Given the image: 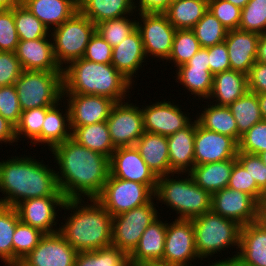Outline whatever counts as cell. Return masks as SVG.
Returning <instances> with one entry per match:
<instances>
[{"instance_id": "cell-1", "label": "cell", "mask_w": 266, "mask_h": 266, "mask_svg": "<svg viewBox=\"0 0 266 266\" xmlns=\"http://www.w3.org/2000/svg\"><path fill=\"white\" fill-rule=\"evenodd\" d=\"M50 153L56 163L59 190L66 200L97 198L101 194L110 175V158L72 138L56 145Z\"/></svg>"}, {"instance_id": "cell-2", "label": "cell", "mask_w": 266, "mask_h": 266, "mask_svg": "<svg viewBox=\"0 0 266 266\" xmlns=\"http://www.w3.org/2000/svg\"><path fill=\"white\" fill-rule=\"evenodd\" d=\"M17 155L0 160V192L4 196H0V204L16 207L30 198L64 196L57 184L55 165H49V161L46 165L36 154Z\"/></svg>"}, {"instance_id": "cell-3", "label": "cell", "mask_w": 266, "mask_h": 266, "mask_svg": "<svg viewBox=\"0 0 266 266\" xmlns=\"http://www.w3.org/2000/svg\"><path fill=\"white\" fill-rule=\"evenodd\" d=\"M62 209L59 232L77 252L112 245L113 216L96 198L68 199Z\"/></svg>"}, {"instance_id": "cell-4", "label": "cell", "mask_w": 266, "mask_h": 266, "mask_svg": "<svg viewBox=\"0 0 266 266\" xmlns=\"http://www.w3.org/2000/svg\"><path fill=\"white\" fill-rule=\"evenodd\" d=\"M134 86L112 64L81 58L63 68V94L98 95L119 103L134 95L131 94Z\"/></svg>"}, {"instance_id": "cell-5", "label": "cell", "mask_w": 266, "mask_h": 266, "mask_svg": "<svg viewBox=\"0 0 266 266\" xmlns=\"http://www.w3.org/2000/svg\"><path fill=\"white\" fill-rule=\"evenodd\" d=\"M154 198L157 205L161 203L159 211L167 207L176 212L173 214L177 219H193L211 211L212 194L199 187L189 173L172 172L158 177Z\"/></svg>"}, {"instance_id": "cell-6", "label": "cell", "mask_w": 266, "mask_h": 266, "mask_svg": "<svg viewBox=\"0 0 266 266\" xmlns=\"http://www.w3.org/2000/svg\"><path fill=\"white\" fill-rule=\"evenodd\" d=\"M192 223L195 233V249L201 261H211L212 257L216 260L217 256L220 257V253L221 257L224 256L223 251H227L223 252L226 253L225 255H228V252L230 254L231 249L234 252L230 258L237 256L242 228L238 222L209 211L193 218Z\"/></svg>"}, {"instance_id": "cell-7", "label": "cell", "mask_w": 266, "mask_h": 266, "mask_svg": "<svg viewBox=\"0 0 266 266\" xmlns=\"http://www.w3.org/2000/svg\"><path fill=\"white\" fill-rule=\"evenodd\" d=\"M14 85L22 111L52 107L63 100V71L23 70Z\"/></svg>"}, {"instance_id": "cell-8", "label": "cell", "mask_w": 266, "mask_h": 266, "mask_svg": "<svg viewBox=\"0 0 266 266\" xmlns=\"http://www.w3.org/2000/svg\"><path fill=\"white\" fill-rule=\"evenodd\" d=\"M96 31V25L79 11L50 31L54 56L63 69L84 56L86 46Z\"/></svg>"}, {"instance_id": "cell-9", "label": "cell", "mask_w": 266, "mask_h": 266, "mask_svg": "<svg viewBox=\"0 0 266 266\" xmlns=\"http://www.w3.org/2000/svg\"><path fill=\"white\" fill-rule=\"evenodd\" d=\"M154 201L155 198L141 207L113 217L112 246L124 251L128 256L134 251L145 229L160 216Z\"/></svg>"}, {"instance_id": "cell-10", "label": "cell", "mask_w": 266, "mask_h": 266, "mask_svg": "<svg viewBox=\"0 0 266 266\" xmlns=\"http://www.w3.org/2000/svg\"><path fill=\"white\" fill-rule=\"evenodd\" d=\"M137 29L141 33L144 52L149 60L163 62L169 58L176 29L165 14L138 13ZM157 58V59H156Z\"/></svg>"}, {"instance_id": "cell-11", "label": "cell", "mask_w": 266, "mask_h": 266, "mask_svg": "<svg viewBox=\"0 0 266 266\" xmlns=\"http://www.w3.org/2000/svg\"><path fill=\"white\" fill-rule=\"evenodd\" d=\"M154 198V192L145 184L118 179L111 174L101 194L96 198L114 217L141 207Z\"/></svg>"}, {"instance_id": "cell-12", "label": "cell", "mask_w": 266, "mask_h": 266, "mask_svg": "<svg viewBox=\"0 0 266 266\" xmlns=\"http://www.w3.org/2000/svg\"><path fill=\"white\" fill-rule=\"evenodd\" d=\"M167 99L168 101H166ZM169 100V98L166 97L165 99L163 97L161 101L158 98L154 102H149V104L143 103L144 105H140L146 132L168 137L184 129L195 119L193 117L195 115L191 116L188 110L185 109L187 107L176 103L177 99Z\"/></svg>"}, {"instance_id": "cell-13", "label": "cell", "mask_w": 266, "mask_h": 266, "mask_svg": "<svg viewBox=\"0 0 266 266\" xmlns=\"http://www.w3.org/2000/svg\"><path fill=\"white\" fill-rule=\"evenodd\" d=\"M199 260L201 259L195 249L192 219L174 218L172 222L169 221L162 261L181 266H204L203 262H198Z\"/></svg>"}, {"instance_id": "cell-14", "label": "cell", "mask_w": 266, "mask_h": 266, "mask_svg": "<svg viewBox=\"0 0 266 266\" xmlns=\"http://www.w3.org/2000/svg\"><path fill=\"white\" fill-rule=\"evenodd\" d=\"M106 123L116 148L134 146L145 132L140 105L130 98L113 106Z\"/></svg>"}, {"instance_id": "cell-15", "label": "cell", "mask_w": 266, "mask_h": 266, "mask_svg": "<svg viewBox=\"0 0 266 266\" xmlns=\"http://www.w3.org/2000/svg\"><path fill=\"white\" fill-rule=\"evenodd\" d=\"M65 201L64 196L30 198L20 202L15 208L22 223L37 228L44 234H51L59 231V212Z\"/></svg>"}, {"instance_id": "cell-16", "label": "cell", "mask_w": 266, "mask_h": 266, "mask_svg": "<svg viewBox=\"0 0 266 266\" xmlns=\"http://www.w3.org/2000/svg\"><path fill=\"white\" fill-rule=\"evenodd\" d=\"M238 151L239 143L234 138L207 130L196 121L195 166L236 159Z\"/></svg>"}, {"instance_id": "cell-17", "label": "cell", "mask_w": 266, "mask_h": 266, "mask_svg": "<svg viewBox=\"0 0 266 266\" xmlns=\"http://www.w3.org/2000/svg\"><path fill=\"white\" fill-rule=\"evenodd\" d=\"M259 206L252 196L228 187L212 194L211 211L241 226L255 222Z\"/></svg>"}, {"instance_id": "cell-18", "label": "cell", "mask_w": 266, "mask_h": 266, "mask_svg": "<svg viewBox=\"0 0 266 266\" xmlns=\"http://www.w3.org/2000/svg\"><path fill=\"white\" fill-rule=\"evenodd\" d=\"M110 174L118 179L145 184L155 192L158 177L147 166L135 146L115 149L110 158Z\"/></svg>"}, {"instance_id": "cell-19", "label": "cell", "mask_w": 266, "mask_h": 266, "mask_svg": "<svg viewBox=\"0 0 266 266\" xmlns=\"http://www.w3.org/2000/svg\"><path fill=\"white\" fill-rule=\"evenodd\" d=\"M70 112L71 130L106 121L116 102L108 97L85 94H63Z\"/></svg>"}, {"instance_id": "cell-20", "label": "cell", "mask_w": 266, "mask_h": 266, "mask_svg": "<svg viewBox=\"0 0 266 266\" xmlns=\"http://www.w3.org/2000/svg\"><path fill=\"white\" fill-rule=\"evenodd\" d=\"M77 253L58 231L44 234L22 261L27 266H74Z\"/></svg>"}, {"instance_id": "cell-21", "label": "cell", "mask_w": 266, "mask_h": 266, "mask_svg": "<svg viewBox=\"0 0 266 266\" xmlns=\"http://www.w3.org/2000/svg\"><path fill=\"white\" fill-rule=\"evenodd\" d=\"M147 62L149 61L145 55L141 33L138 29L112 49L111 64L133 84L135 83V86L137 85L136 79L140 78L138 72L140 70L139 73L143 74L144 66L149 65Z\"/></svg>"}, {"instance_id": "cell-22", "label": "cell", "mask_w": 266, "mask_h": 266, "mask_svg": "<svg viewBox=\"0 0 266 266\" xmlns=\"http://www.w3.org/2000/svg\"><path fill=\"white\" fill-rule=\"evenodd\" d=\"M15 54L23 70L63 71L55 59L51 37L19 40Z\"/></svg>"}, {"instance_id": "cell-23", "label": "cell", "mask_w": 266, "mask_h": 266, "mask_svg": "<svg viewBox=\"0 0 266 266\" xmlns=\"http://www.w3.org/2000/svg\"><path fill=\"white\" fill-rule=\"evenodd\" d=\"M70 138H72L70 112L63 99L46 112L41 134L29 146L36 147L39 145L42 146L41 149L47 146L45 148L51 151L56 145Z\"/></svg>"}, {"instance_id": "cell-24", "label": "cell", "mask_w": 266, "mask_h": 266, "mask_svg": "<svg viewBox=\"0 0 266 266\" xmlns=\"http://www.w3.org/2000/svg\"><path fill=\"white\" fill-rule=\"evenodd\" d=\"M259 33L241 29L229 30L225 39L231 70L248 74L256 62Z\"/></svg>"}, {"instance_id": "cell-25", "label": "cell", "mask_w": 266, "mask_h": 266, "mask_svg": "<svg viewBox=\"0 0 266 266\" xmlns=\"http://www.w3.org/2000/svg\"><path fill=\"white\" fill-rule=\"evenodd\" d=\"M159 216L142 234L134 251L129 255V265L136 266L148 261H162L168 219Z\"/></svg>"}, {"instance_id": "cell-26", "label": "cell", "mask_w": 266, "mask_h": 266, "mask_svg": "<svg viewBox=\"0 0 266 266\" xmlns=\"http://www.w3.org/2000/svg\"><path fill=\"white\" fill-rule=\"evenodd\" d=\"M195 134L196 119L184 129L167 137L171 172L189 173L195 166Z\"/></svg>"}, {"instance_id": "cell-27", "label": "cell", "mask_w": 266, "mask_h": 266, "mask_svg": "<svg viewBox=\"0 0 266 266\" xmlns=\"http://www.w3.org/2000/svg\"><path fill=\"white\" fill-rule=\"evenodd\" d=\"M23 5L49 31L60 26L78 11V0H23Z\"/></svg>"}, {"instance_id": "cell-28", "label": "cell", "mask_w": 266, "mask_h": 266, "mask_svg": "<svg viewBox=\"0 0 266 266\" xmlns=\"http://www.w3.org/2000/svg\"><path fill=\"white\" fill-rule=\"evenodd\" d=\"M134 146L157 177L172 173L166 136L145 131Z\"/></svg>"}, {"instance_id": "cell-29", "label": "cell", "mask_w": 266, "mask_h": 266, "mask_svg": "<svg viewBox=\"0 0 266 266\" xmlns=\"http://www.w3.org/2000/svg\"><path fill=\"white\" fill-rule=\"evenodd\" d=\"M247 91V75L230 69L213 75V87L207 100L212 104L228 107Z\"/></svg>"}, {"instance_id": "cell-30", "label": "cell", "mask_w": 266, "mask_h": 266, "mask_svg": "<svg viewBox=\"0 0 266 266\" xmlns=\"http://www.w3.org/2000/svg\"><path fill=\"white\" fill-rule=\"evenodd\" d=\"M236 257L247 266H266V233L255 222L242 226Z\"/></svg>"}, {"instance_id": "cell-31", "label": "cell", "mask_w": 266, "mask_h": 266, "mask_svg": "<svg viewBox=\"0 0 266 266\" xmlns=\"http://www.w3.org/2000/svg\"><path fill=\"white\" fill-rule=\"evenodd\" d=\"M174 70L173 78H176L174 80L178 83L177 86L182 85L184 88L182 90L187 91L185 94L189 93V97L193 95L192 98L190 97L191 100L193 99V107L197 100L199 103L201 100L203 102L208 99L213 87V74L210 72V67H178Z\"/></svg>"}, {"instance_id": "cell-32", "label": "cell", "mask_w": 266, "mask_h": 266, "mask_svg": "<svg viewBox=\"0 0 266 266\" xmlns=\"http://www.w3.org/2000/svg\"><path fill=\"white\" fill-rule=\"evenodd\" d=\"M78 11L95 25L136 13L134 0H78Z\"/></svg>"}, {"instance_id": "cell-33", "label": "cell", "mask_w": 266, "mask_h": 266, "mask_svg": "<svg viewBox=\"0 0 266 266\" xmlns=\"http://www.w3.org/2000/svg\"><path fill=\"white\" fill-rule=\"evenodd\" d=\"M205 104L200 105L196 110L195 119L197 123L210 131L232 137L237 141V124L229 107L212 104L208 100Z\"/></svg>"}, {"instance_id": "cell-34", "label": "cell", "mask_w": 266, "mask_h": 266, "mask_svg": "<svg viewBox=\"0 0 266 266\" xmlns=\"http://www.w3.org/2000/svg\"><path fill=\"white\" fill-rule=\"evenodd\" d=\"M236 159L196 165L189 172L194 182L203 190L213 194L227 188Z\"/></svg>"}, {"instance_id": "cell-35", "label": "cell", "mask_w": 266, "mask_h": 266, "mask_svg": "<svg viewBox=\"0 0 266 266\" xmlns=\"http://www.w3.org/2000/svg\"><path fill=\"white\" fill-rule=\"evenodd\" d=\"M72 139L78 144L99 152L108 158H111L116 149L111 140L106 121L75 127L72 130Z\"/></svg>"}, {"instance_id": "cell-36", "label": "cell", "mask_w": 266, "mask_h": 266, "mask_svg": "<svg viewBox=\"0 0 266 266\" xmlns=\"http://www.w3.org/2000/svg\"><path fill=\"white\" fill-rule=\"evenodd\" d=\"M208 11V0H176L164 13L176 30L192 29Z\"/></svg>"}, {"instance_id": "cell-37", "label": "cell", "mask_w": 266, "mask_h": 266, "mask_svg": "<svg viewBox=\"0 0 266 266\" xmlns=\"http://www.w3.org/2000/svg\"><path fill=\"white\" fill-rule=\"evenodd\" d=\"M237 124V142L254 124L262 121L256 93L247 91L242 97L228 106Z\"/></svg>"}, {"instance_id": "cell-38", "label": "cell", "mask_w": 266, "mask_h": 266, "mask_svg": "<svg viewBox=\"0 0 266 266\" xmlns=\"http://www.w3.org/2000/svg\"><path fill=\"white\" fill-rule=\"evenodd\" d=\"M19 222L15 207L0 204V260L5 266L13 264V235Z\"/></svg>"}, {"instance_id": "cell-39", "label": "cell", "mask_w": 266, "mask_h": 266, "mask_svg": "<svg viewBox=\"0 0 266 266\" xmlns=\"http://www.w3.org/2000/svg\"><path fill=\"white\" fill-rule=\"evenodd\" d=\"M74 266H130L129 256L115 246L77 253Z\"/></svg>"}, {"instance_id": "cell-40", "label": "cell", "mask_w": 266, "mask_h": 266, "mask_svg": "<svg viewBox=\"0 0 266 266\" xmlns=\"http://www.w3.org/2000/svg\"><path fill=\"white\" fill-rule=\"evenodd\" d=\"M200 48L199 41L191 29L176 30L172 51L165 61V66L169 62L173 68H178L187 63Z\"/></svg>"}, {"instance_id": "cell-41", "label": "cell", "mask_w": 266, "mask_h": 266, "mask_svg": "<svg viewBox=\"0 0 266 266\" xmlns=\"http://www.w3.org/2000/svg\"><path fill=\"white\" fill-rule=\"evenodd\" d=\"M136 16L137 14L134 13L133 15L99 22L96 24V32L114 47L137 29Z\"/></svg>"}, {"instance_id": "cell-42", "label": "cell", "mask_w": 266, "mask_h": 266, "mask_svg": "<svg viewBox=\"0 0 266 266\" xmlns=\"http://www.w3.org/2000/svg\"><path fill=\"white\" fill-rule=\"evenodd\" d=\"M14 22L19 40L51 37L48 28L23 4L14 7Z\"/></svg>"}, {"instance_id": "cell-43", "label": "cell", "mask_w": 266, "mask_h": 266, "mask_svg": "<svg viewBox=\"0 0 266 266\" xmlns=\"http://www.w3.org/2000/svg\"><path fill=\"white\" fill-rule=\"evenodd\" d=\"M201 47H210L225 41L228 30L208 10L191 29Z\"/></svg>"}, {"instance_id": "cell-44", "label": "cell", "mask_w": 266, "mask_h": 266, "mask_svg": "<svg viewBox=\"0 0 266 266\" xmlns=\"http://www.w3.org/2000/svg\"><path fill=\"white\" fill-rule=\"evenodd\" d=\"M50 108L39 107L22 111L19 123L15 126L17 145L19 140H23V143L28 140L27 144H31L41 134L46 112Z\"/></svg>"}, {"instance_id": "cell-45", "label": "cell", "mask_w": 266, "mask_h": 266, "mask_svg": "<svg viewBox=\"0 0 266 266\" xmlns=\"http://www.w3.org/2000/svg\"><path fill=\"white\" fill-rule=\"evenodd\" d=\"M43 235L39 229L20 221L13 235V263L22 261L38 245Z\"/></svg>"}, {"instance_id": "cell-46", "label": "cell", "mask_w": 266, "mask_h": 266, "mask_svg": "<svg viewBox=\"0 0 266 266\" xmlns=\"http://www.w3.org/2000/svg\"><path fill=\"white\" fill-rule=\"evenodd\" d=\"M238 29L266 33V0H249L241 9V21Z\"/></svg>"}, {"instance_id": "cell-47", "label": "cell", "mask_w": 266, "mask_h": 266, "mask_svg": "<svg viewBox=\"0 0 266 266\" xmlns=\"http://www.w3.org/2000/svg\"><path fill=\"white\" fill-rule=\"evenodd\" d=\"M227 187L247 193L259 204L262 201L264 192L257 186L255 179L251 177L249 172H246L238 161L234 163Z\"/></svg>"}, {"instance_id": "cell-48", "label": "cell", "mask_w": 266, "mask_h": 266, "mask_svg": "<svg viewBox=\"0 0 266 266\" xmlns=\"http://www.w3.org/2000/svg\"><path fill=\"white\" fill-rule=\"evenodd\" d=\"M208 10L228 31L238 29L241 21V8L226 0H208Z\"/></svg>"}, {"instance_id": "cell-49", "label": "cell", "mask_w": 266, "mask_h": 266, "mask_svg": "<svg viewBox=\"0 0 266 266\" xmlns=\"http://www.w3.org/2000/svg\"><path fill=\"white\" fill-rule=\"evenodd\" d=\"M264 151H266V121L262 120L241 136L238 152L259 155Z\"/></svg>"}, {"instance_id": "cell-50", "label": "cell", "mask_w": 266, "mask_h": 266, "mask_svg": "<svg viewBox=\"0 0 266 266\" xmlns=\"http://www.w3.org/2000/svg\"><path fill=\"white\" fill-rule=\"evenodd\" d=\"M19 43L15 22L14 8L0 9V51L15 52Z\"/></svg>"}, {"instance_id": "cell-51", "label": "cell", "mask_w": 266, "mask_h": 266, "mask_svg": "<svg viewBox=\"0 0 266 266\" xmlns=\"http://www.w3.org/2000/svg\"><path fill=\"white\" fill-rule=\"evenodd\" d=\"M21 113L15 85L0 87V115L16 126L19 123Z\"/></svg>"}, {"instance_id": "cell-52", "label": "cell", "mask_w": 266, "mask_h": 266, "mask_svg": "<svg viewBox=\"0 0 266 266\" xmlns=\"http://www.w3.org/2000/svg\"><path fill=\"white\" fill-rule=\"evenodd\" d=\"M113 47L95 31L82 58L96 63L111 64Z\"/></svg>"}, {"instance_id": "cell-53", "label": "cell", "mask_w": 266, "mask_h": 266, "mask_svg": "<svg viewBox=\"0 0 266 266\" xmlns=\"http://www.w3.org/2000/svg\"><path fill=\"white\" fill-rule=\"evenodd\" d=\"M23 68L15 52L0 51V87L14 85Z\"/></svg>"}, {"instance_id": "cell-54", "label": "cell", "mask_w": 266, "mask_h": 266, "mask_svg": "<svg viewBox=\"0 0 266 266\" xmlns=\"http://www.w3.org/2000/svg\"><path fill=\"white\" fill-rule=\"evenodd\" d=\"M236 160L255 179L257 186L266 190V166L258 155L238 152Z\"/></svg>"}, {"instance_id": "cell-55", "label": "cell", "mask_w": 266, "mask_h": 266, "mask_svg": "<svg viewBox=\"0 0 266 266\" xmlns=\"http://www.w3.org/2000/svg\"><path fill=\"white\" fill-rule=\"evenodd\" d=\"M208 60L213 75L231 69L225 41L208 47Z\"/></svg>"}, {"instance_id": "cell-56", "label": "cell", "mask_w": 266, "mask_h": 266, "mask_svg": "<svg viewBox=\"0 0 266 266\" xmlns=\"http://www.w3.org/2000/svg\"><path fill=\"white\" fill-rule=\"evenodd\" d=\"M247 81L249 91L266 93V64L256 61L247 74Z\"/></svg>"}, {"instance_id": "cell-57", "label": "cell", "mask_w": 266, "mask_h": 266, "mask_svg": "<svg viewBox=\"0 0 266 266\" xmlns=\"http://www.w3.org/2000/svg\"><path fill=\"white\" fill-rule=\"evenodd\" d=\"M171 3V0H134V9L138 13H159L164 14Z\"/></svg>"}, {"instance_id": "cell-58", "label": "cell", "mask_w": 266, "mask_h": 266, "mask_svg": "<svg viewBox=\"0 0 266 266\" xmlns=\"http://www.w3.org/2000/svg\"><path fill=\"white\" fill-rule=\"evenodd\" d=\"M9 146L17 145L15 126L0 115V147L2 144ZM15 143V144H14Z\"/></svg>"}, {"instance_id": "cell-59", "label": "cell", "mask_w": 266, "mask_h": 266, "mask_svg": "<svg viewBox=\"0 0 266 266\" xmlns=\"http://www.w3.org/2000/svg\"><path fill=\"white\" fill-rule=\"evenodd\" d=\"M179 67H210L208 47H201L187 63Z\"/></svg>"}, {"instance_id": "cell-60", "label": "cell", "mask_w": 266, "mask_h": 266, "mask_svg": "<svg viewBox=\"0 0 266 266\" xmlns=\"http://www.w3.org/2000/svg\"><path fill=\"white\" fill-rule=\"evenodd\" d=\"M211 262V263H210ZM208 264L204 266H247L244 263H242L237 257L230 258L229 256L227 258H221L218 261L212 260L207 261Z\"/></svg>"}, {"instance_id": "cell-61", "label": "cell", "mask_w": 266, "mask_h": 266, "mask_svg": "<svg viewBox=\"0 0 266 266\" xmlns=\"http://www.w3.org/2000/svg\"><path fill=\"white\" fill-rule=\"evenodd\" d=\"M256 61L266 64V33L259 35L256 51Z\"/></svg>"}, {"instance_id": "cell-62", "label": "cell", "mask_w": 266, "mask_h": 266, "mask_svg": "<svg viewBox=\"0 0 266 266\" xmlns=\"http://www.w3.org/2000/svg\"><path fill=\"white\" fill-rule=\"evenodd\" d=\"M255 223L266 233V210H263L260 206L257 211Z\"/></svg>"}, {"instance_id": "cell-63", "label": "cell", "mask_w": 266, "mask_h": 266, "mask_svg": "<svg viewBox=\"0 0 266 266\" xmlns=\"http://www.w3.org/2000/svg\"><path fill=\"white\" fill-rule=\"evenodd\" d=\"M23 4V0H0V9H13Z\"/></svg>"}, {"instance_id": "cell-64", "label": "cell", "mask_w": 266, "mask_h": 266, "mask_svg": "<svg viewBox=\"0 0 266 266\" xmlns=\"http://www.w3.org/2000/svg\"><path fill=\"white\" fill-rule=\"evenodd\" d=\"M262 119L266 121V93L257 94Z\"/></svg>"}, {"instance_id": "cell-65", "label": "cell", "mask_w": 266, "mask_h": 266, "mask_svg": "<svg viewBox=\"0 0 266 266\" xmlns=\"http://www.w3.org/2000/svg\"><path fill=\"white\" fill-rule=\"evenodd\" d=\"M136 266H181V265H174L163 261H148Z\"/></svg>"}, {"instance_id": "cell-66", "label": "cell", "mask_w": 266, "mask_h": 266, "mask_svg": "<svg viewBox=\"0 0 266 266\" xmlns=\"http://www.w3.org/2000/svg\"><path fill=\"white\" fill-rule=\"evenodd\" d=\"M226 1L242 9L248 3L249 0H226Z\"/></svg>"}, {"instance_id": "cell-67", "label": "cell", "mask_w": 266, "mask_h": 266, "mask_svg": "<svg viewBox=\"0 0 266 266\" xmlns=\"http://www.w3.org/2000/svg\"><path fill=\"white\" fill-rule=\"evenodd\" d=\"M260 207L263 210H266V190L264 191L262 201L260 202Z\"/></svg>"}, {"instance_id": "cell-68", "label": "cell", "mask_w": 266, "mask_h": 266, "mask_svg": "<svg viewBox=\"0 0 266 266\" xmlns=\"http://www.w3.org/2000/svg\"><path fill=\"white\" fill-rule=\"evenodd\" d=\"M258 156L261 158L262 162L266 166V151L260 153Z\"/></svg>"}, {"instance_id": "cell-69", "label": "cell", "mask_w": 266, "mask_h": 266, "mask_svg": "<svg viewBox=\"0 0 266 266\" xmlns=\"http://www.w3.org/2000/svg\"><path fill=\"white\" fill-rule=\"evenodd\" d=\"M10 266H27L23 261H18L16 263H13L12 265Z\"/></svg>"}]
</instances>
